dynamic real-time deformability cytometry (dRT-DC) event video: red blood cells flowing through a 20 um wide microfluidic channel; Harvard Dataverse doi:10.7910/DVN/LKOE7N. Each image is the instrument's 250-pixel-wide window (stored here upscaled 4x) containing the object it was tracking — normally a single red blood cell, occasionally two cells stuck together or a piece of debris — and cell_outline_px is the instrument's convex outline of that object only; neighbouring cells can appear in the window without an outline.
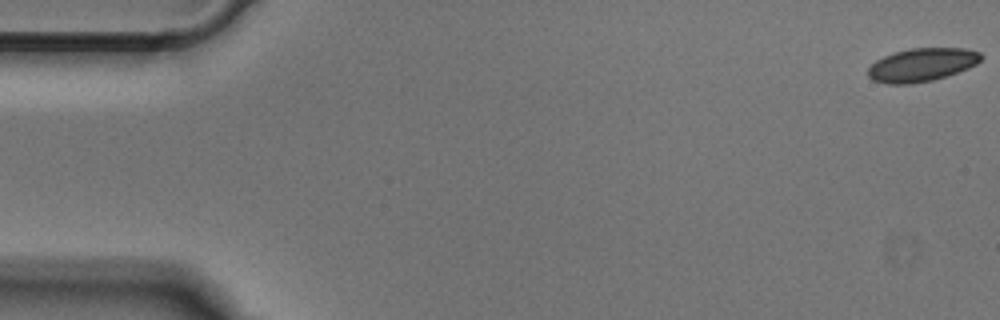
{"species": "Egyptian fruit bat (a non-hibernating species)", "species_latin": "Rousettus aegyptiacus", "temperature_condition": "cold", "stored_images_in_passage": 51, "camera_frame_rate_fps": 3000, "um_per_image_px": 0.085, "animal": {"sex": "male"}, "frame": {"image": 1, "passage_image": 1, "time_ms": 0.0, "image_size_px": [1000, 320], "cell_outline_px": [[984, 56], [976, 64], [968, 68], [932, 80], [912, 84], [888, 84], [872, 80], [868, 76], [868, 68], [876, 60], [884, 56], [896, 52], [912, 48], [968, 48], [980, 52]], "centroid_in_image_um": [78.36, 5.5], "position_along_channel_um": 6.6, "area_um2": 21.85}}
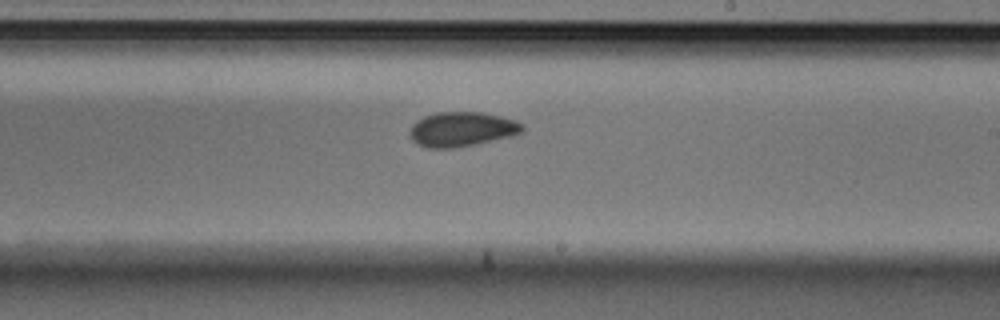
{"frame": {"image": 2, "passage_image": 30, "time_ms": 9.667, "image_size_px": [1000, 320], "cell_outline_px": [[524, 132], [512, 136], [476, 144], [452, 148], [428, 148], [416, 144], [412, 140], [412, 124], [416, 120], [424, 116], [436, 112], [480, 112], [500, 116], [516, 120], [524, 124]], "centroid_in_image_um": [39.29, 10.98], "position_along_channel_um": 249.7, "area_um2": 22.77}}
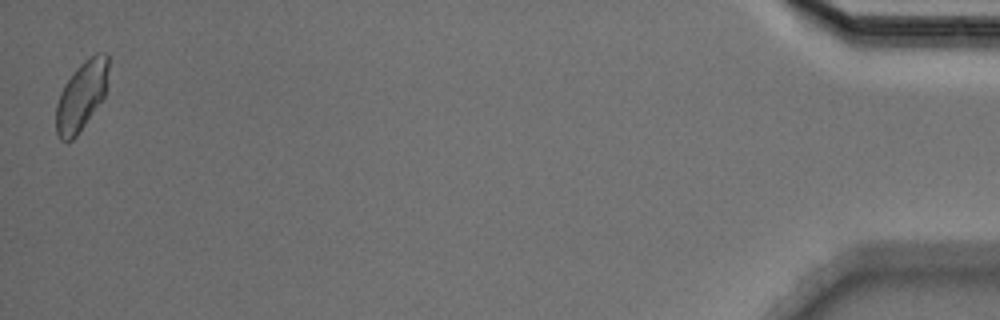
{"frame": {"image": 3, "passage_image": 51, "time_ms": 16.667, "image_size_px": [1000, 320], "cell_outline_px": [[108, 68], [104, 96], [76, 136], [72, 140], [60, 140], [56, 136], [56, 104], [60, 92], [64, 84], [76, 68], [84, 60], [96, 52], [108, 52]], "centroid_in_image_um": [6.9, 8.12], "position_along_channel_um": 428.3, "area_um2": 20.92}}